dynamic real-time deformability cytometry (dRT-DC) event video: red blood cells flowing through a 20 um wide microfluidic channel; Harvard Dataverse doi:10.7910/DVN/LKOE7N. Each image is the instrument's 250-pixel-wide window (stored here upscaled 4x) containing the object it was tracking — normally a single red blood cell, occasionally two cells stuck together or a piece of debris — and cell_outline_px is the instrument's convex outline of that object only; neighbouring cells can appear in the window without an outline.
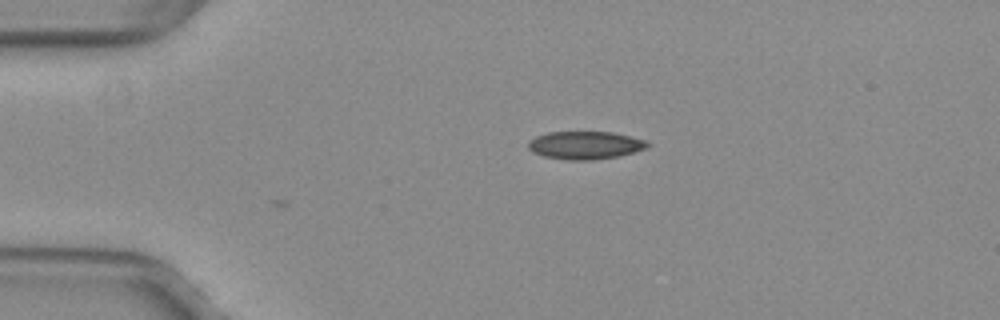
{"species": "common noctule bat (a hibernating species)", "species_latin": "Nyctalus noctula", "temperature_condition": "warm", "stored_images_in_passage": 2, "camera_frame_rate_fps": 3000, "um_per_image_px": 0.085, "animal": {"sex": "female", "body_mass_g": 29.2, "forearm_length_mm": 56.3}, "frame": {"image": 1, "passage_image": 2, "time_ms": 0.333, "image_size_px": [1000, 320], "cell_outline_px": [[652, 144], [648, 148], [620, 156], [592, 160], [568, 160], [544, 156], [532, 152], [528, 148], [528, 140], [536, 136], [548, 132], [612, 132], [632, 136], [648, 140]], "centroid_in_image_um": [49.79, 12.34], "position_along_channel_um": 35.2, "area_um2": 19.71}}